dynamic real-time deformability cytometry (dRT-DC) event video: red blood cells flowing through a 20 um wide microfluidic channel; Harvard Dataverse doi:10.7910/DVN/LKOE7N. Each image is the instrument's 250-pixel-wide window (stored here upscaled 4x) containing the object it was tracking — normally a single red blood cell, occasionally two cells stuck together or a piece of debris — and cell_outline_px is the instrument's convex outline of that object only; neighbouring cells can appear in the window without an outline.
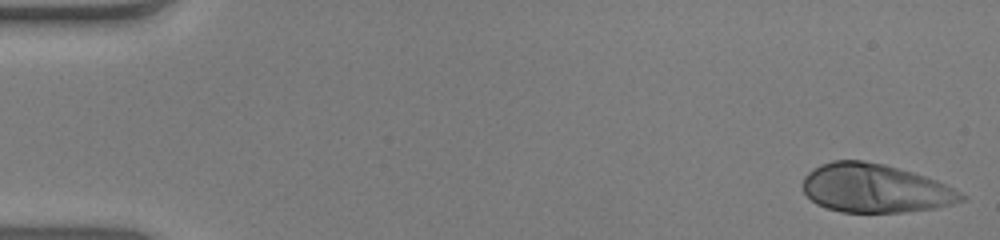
{"species": "human", "species_latin": "Homo sapiens", "temperature_condition": "warm", "stored_images_in_passage": 51, "camera_frame_rate_fps": 3000, "um_per_image_px": 0.085, "donor": {"sex": "male"}, "frame": {"image": 1, "passage_image": 1, "time_ms": 0.0, "image_size_px": [1000, 240], "cell_outline_px": [[968, 200], [936, 208], [904, 212], [840, 212], [816, 204], [804, 192], [804, 176], [812, 168], [820, 164], [832, 160], [864, 160], [884, 164], [912, 172], [936, 180], [968, 196]], "centroid_in_image_um": [74.39, 16.0], "position_along_channel_um": 10.6, "area_um2": 45.03}}
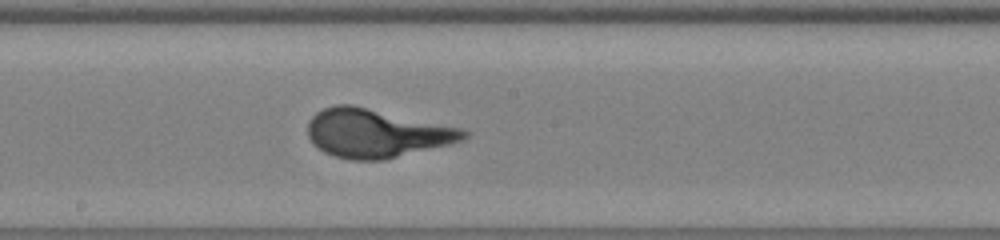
{"frame": {"image": 2, "passage_image": 28, "time_ms": 9.0, "image_size_px": [1000, 240], "cell_outline_px": [[472, 132], [464, 140], [384, 160], [352, 160], [336, 156], [324, 152], [312, 144], [308, 136], [308, 120], [316, 112], [324, 108], [336, 104], [352, 104], [464, 128]], "centroid_in_image_um": [32.0, 11.31], "position_along_channel_um": 216.2, "area_um2": 44.39}}
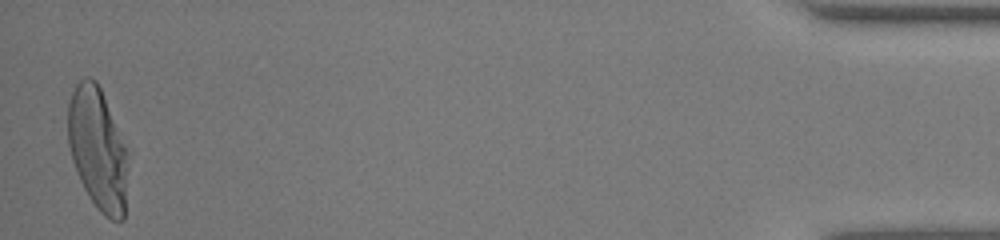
{"frame": {"image": 3, "passage_image": 51, "time_ms": 16.667, "image_size_px": [1000, 240], "cell_outline_px": [[132, 152], [124, 220], [112, 220], [104, 216], [96, 208], [88, 196], [80, 180], [72, 160], [68, 144], [68, 104], [72, 92], [76, 84], [84, 76], [88, 76], [96, 80]], "centroid_in_image_um": [8.39, 12.69], "position_along_channel_um": 426.8, "area_um2": 44.56}}